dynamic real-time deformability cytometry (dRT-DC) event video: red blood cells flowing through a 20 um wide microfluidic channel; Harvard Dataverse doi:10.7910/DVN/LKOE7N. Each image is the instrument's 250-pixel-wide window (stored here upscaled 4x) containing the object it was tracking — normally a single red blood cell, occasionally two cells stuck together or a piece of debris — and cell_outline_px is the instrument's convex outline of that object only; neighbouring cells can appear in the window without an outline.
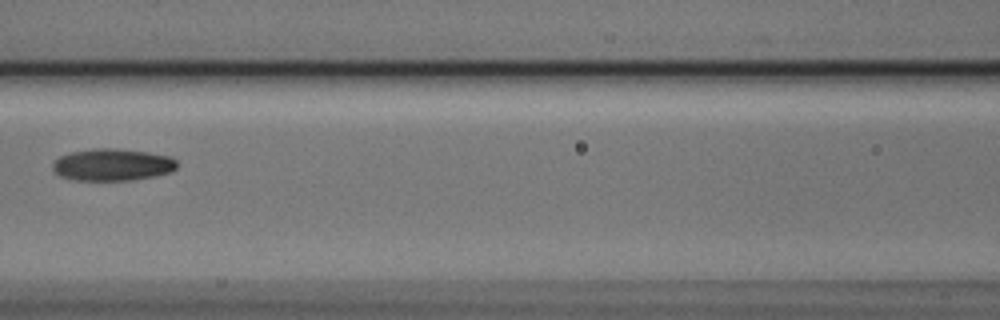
{"species": "Egyptian fruit bat (a non-hibernating species)", "species_latin": "Rousettus aegyptiacus", "temperature_condition": "cold", "stored_images_in_passage": 4, "camera_frame_rate_fps": 3000, "um_per_image_px": 0.085, "animal": {"sex": "male"}, "frame": {"image": 1, "passage_image": 4, "time_ms": 1.0, "image_size_px": [1000, 320], "cell_outline_px": [[176, 168], [172, 172], [156, 176], [132, 180], [76, 180], [60, 176], [52, 168], [52, 164], [60, 156], [72, 152], [92, 148], [112, 148], [148, 152], [172, 156], [176, 160]], "centroid_in_image_um": [9.59, 14.0], "position_along_channel_um": 157.0, "area_um2": 23.29}}